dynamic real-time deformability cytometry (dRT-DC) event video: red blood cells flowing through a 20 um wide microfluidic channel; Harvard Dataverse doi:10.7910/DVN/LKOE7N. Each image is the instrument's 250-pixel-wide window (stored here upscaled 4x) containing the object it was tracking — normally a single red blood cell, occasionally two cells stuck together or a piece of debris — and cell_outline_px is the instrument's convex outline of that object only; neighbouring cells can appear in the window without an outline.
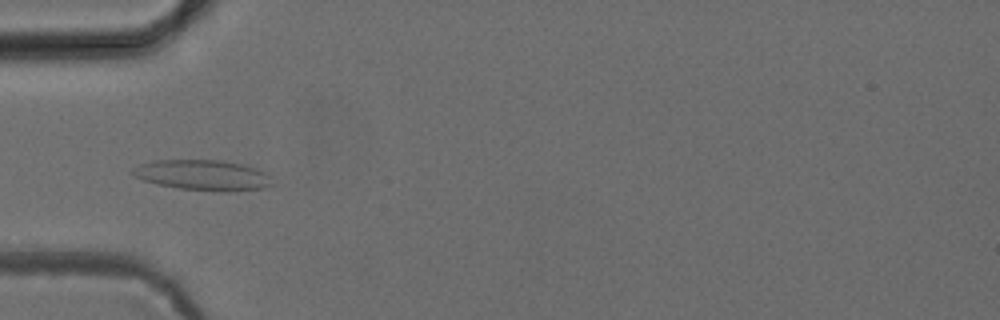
{"species": "common noctule bat (a hibernating species)", "species_latin": "Nyctalus noctula", "temperature_condition": "cold", "stored_images_in_passage": 50, "camera_frame_rate_fps": 3000, "um_per_image_px": 0.085, "animal": {"sex": "female", "body_mass_g": 24.6, "forearm_length_mm": 56.2}, "frame": {"image": 1, "passage_image": 15, "time_ms": 4.667, "image_size_px": [1000, 320], "cell_outline_px": [[276, 184], [264, 188], [224, 192], [220, 192], [180, 188], [156, 184], [144, 180], [136, 176], [132, 172], [132, 168], [140, 164], [156, 160], [220, 160], [240, 164], [256, 168], [268, 172]], "centroid_in_image_um": [17.32, 14.89], "position_along_channel_um": 67.7, "area_um2": 24.91}}
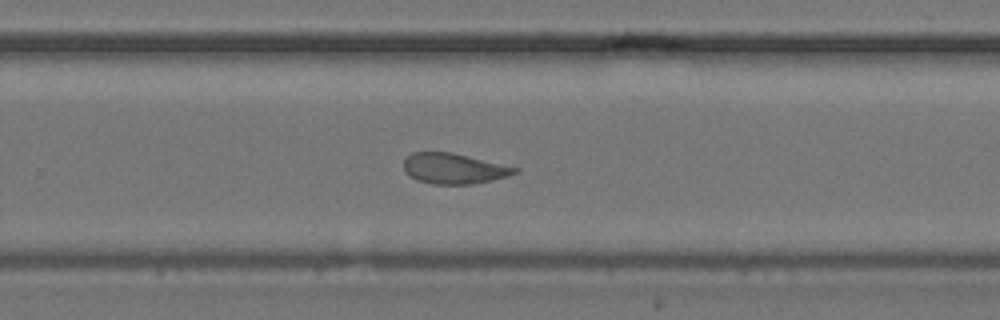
{"frame": {"image": 2, "passage_image": 32, "time_ms": 10.333, "image_size_px": [1000, 320], "cell_outline_px": [[520, 168], [516, 172], [508, 176], [492, 180], [472, 184], [432, 184], [416, 180], [404, 172], [404, 160], [412, 152], [452, 152]], "centroid_in_image_um": [38.56, 14.32], "position_along_channel_um": 291.2, "area_um2": 19.77}}
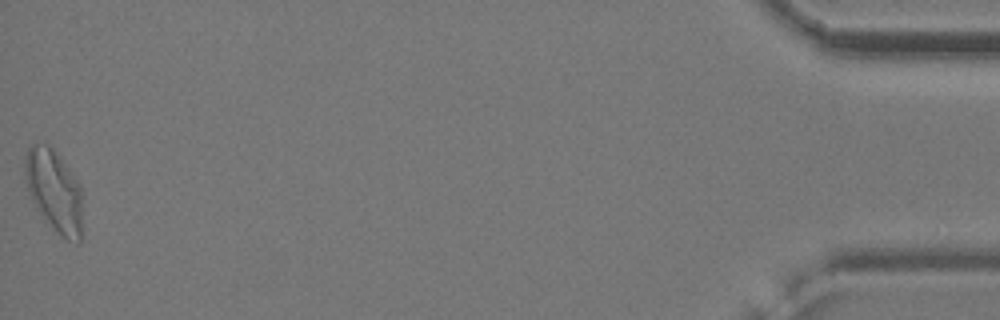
{"frame": {"image": 3, "passage_image": 50, "time_ms": 16.333, "image_size_px": [1000, 320], "cell_outline_px": [[80, 244], [76, 244], [60, 236], [56, 232], [36, 208], [28, 192], [24, 176], [24, 160], [28, 148], [32, 144], [48, 144], [52, 148], [68, 168], [80, 184]], "centroid_in_image_um": [4.56, 16.21], "position_along_channel_um": 430.6, "area_um2": 27.17}}